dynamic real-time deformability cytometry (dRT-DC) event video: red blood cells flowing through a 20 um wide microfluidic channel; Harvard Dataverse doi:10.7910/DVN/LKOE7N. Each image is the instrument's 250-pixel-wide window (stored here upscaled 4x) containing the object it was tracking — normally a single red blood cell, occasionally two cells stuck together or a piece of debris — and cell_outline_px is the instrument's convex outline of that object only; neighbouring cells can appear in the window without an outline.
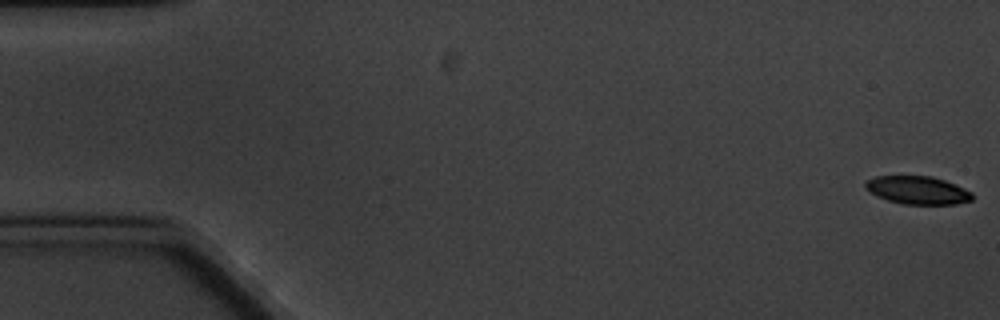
{"species": "common noctule bat (a hibernating species)", "species_latin": "Nyctalus noctula", "temperature_condition": "cold", "stored_images_in_passage": 6, "camera_frame_rate_fps": 3000, "um_per_image_px": 0.085, "animal": {"sex": "male", "body_mass_g": 20.1, "forearm_length_mm": 53.5}, "frame": {"image": 1, "passage_image": 1, "time_ms": 0.0, "image_size_px": [1000, 320], "cell_outline_px": [[972, 200], [956, 204], [904, 204], [888, 200], [876, 196], [864, 184], [868, 180], [876, 176], [932, 176], [944, 180], [964, 188], [972, 192]], "centroid_in_image_um": [78.03, 16.16], "position_along_channel_um": 7.0, "area_um2": 17.22}}
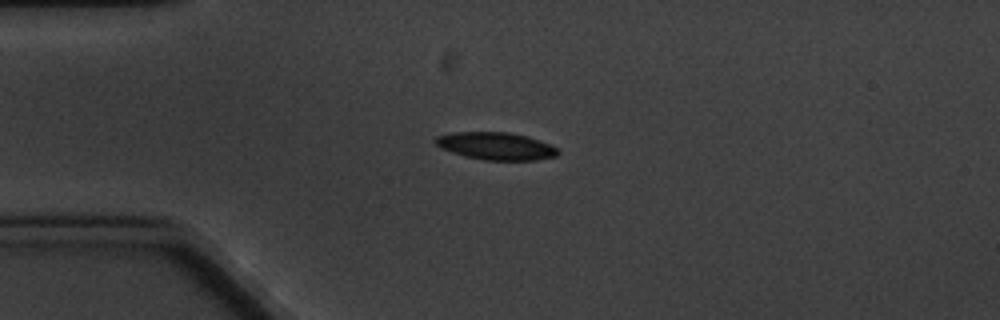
{"frame": {"image": 2, "passage_image": 5, "time_ms": 4.667, "image_size_px": [1000, 320], "cell_outline_px": [[560, 152], [556, 156], [536, 160], [484, 160], [464, 156], [440, 148], [432, 140], [436, 136], [452, 132], [508, 132], [524, 136], [548, 144], [556, 148]], "centroid_in_image_um": [42.09, 12.42], "position_along_channel_um": 42.9, "area_um2": 19.48}}